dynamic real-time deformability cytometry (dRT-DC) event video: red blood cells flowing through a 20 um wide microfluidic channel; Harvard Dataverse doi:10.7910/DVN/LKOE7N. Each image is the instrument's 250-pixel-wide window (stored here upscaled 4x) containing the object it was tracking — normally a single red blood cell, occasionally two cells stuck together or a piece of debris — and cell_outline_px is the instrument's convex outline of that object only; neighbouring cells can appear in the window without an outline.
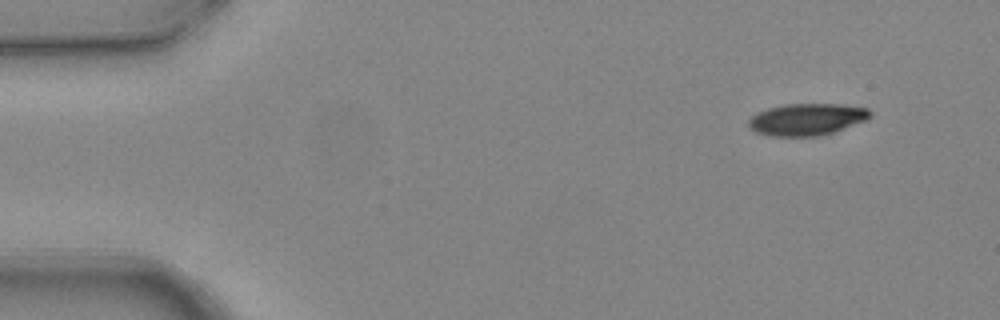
{"species": "common noctule bat (a hibernating species)", "species_latin": "Nyctalus noctula", "temperature_condition": "warm", "stored_images_in_passage": 4, "camera_frame_rate_fps": 3000, "um_per_image_px": 0.085, "animal": {"sex": "female", "body_mass_g": 24.6, "forearm_length_mm": 56.2}, "frame": {"image": 1, "passage_image": 1, "time_ms": 0.0, "image_size_px": [1000, 320], "cell_outline_px": [[872, 116], [864, 120], [832, 132], [816, 136], [768, 136], [756, 132], [748, 128], [748, 120], [756, 112], [768, 108], [784, 104], [840, 104], [868, 108], [872, 112]], "centroid_in_image_um": [68.52, 10.14], "position_along_channel_um": 16.5, "area_um2": 22.54}}
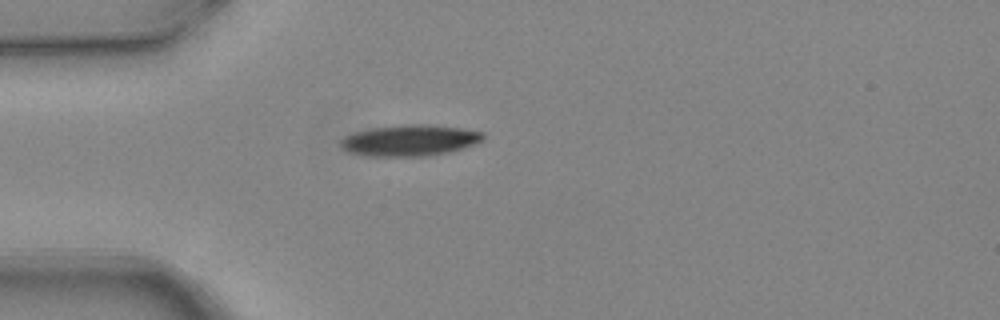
{"frame": {"image": 2, "passage_image": 4, "time_ms": 1.0, "image_size_px": [1000, 320], "cell_outline_px": [[484, 140], [476, 144], [452, 152], [428, 156], [368, 156], [348, 152], [340, 148], [340, 140], [344, 136], [352, 132], [372, 128], [408, 124], [420, 124], [460, 128], [484, 132]], "centroid_in_image_um": [34.82, 11.94], "position_along_channel_um": 50.2, "area_um2": 26.13}}